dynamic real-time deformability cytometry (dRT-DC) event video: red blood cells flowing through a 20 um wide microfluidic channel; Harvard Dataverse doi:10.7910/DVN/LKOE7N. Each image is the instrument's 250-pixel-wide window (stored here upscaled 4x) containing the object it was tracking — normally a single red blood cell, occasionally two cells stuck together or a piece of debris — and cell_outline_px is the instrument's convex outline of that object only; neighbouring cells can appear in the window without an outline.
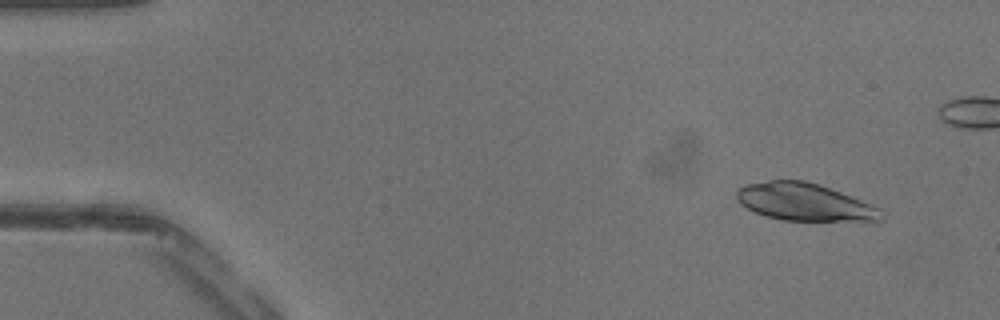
{"species": "common noctule bat (a hibernating species)", "species_latin": "Nyctalus noctula", "temperature_condition": "warm", "stored_images_in_passage": 11, "camera_frame_rate_fps": 3000, "um_per_image_px": 0.085, "animal": {"sex": "male", "body_mass_g": 13.3}, "frame": {"image": 1, "passage_image": 1, "time_ms": 0.0, "image_size_px": [1000, 320], "cell_outline_px": [[880, 224], [784, 220], [764, 216], [740, 204], [736, 200], [736, 192], [744, 184], [768, 180], [804, 180], [840, 192], [880, 208]], "centroid_in_image_um": [68.44, 17.23], "position_along_channel_um": 16.6, "area_um2": 32.31}}